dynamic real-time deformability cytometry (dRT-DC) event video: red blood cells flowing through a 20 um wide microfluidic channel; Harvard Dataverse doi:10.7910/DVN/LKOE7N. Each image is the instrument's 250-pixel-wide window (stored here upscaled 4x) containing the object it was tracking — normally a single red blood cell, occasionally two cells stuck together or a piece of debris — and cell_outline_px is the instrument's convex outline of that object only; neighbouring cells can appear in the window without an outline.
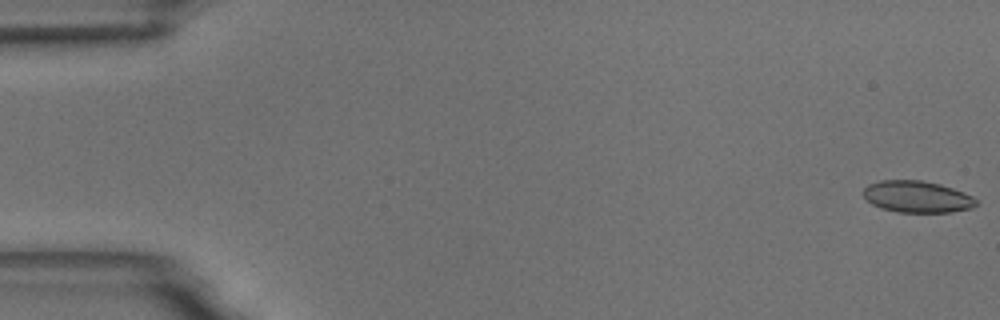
{"species": "common noctule bat (a hibernating species)", "species_latin": "Nyctalus noctula", "temperature_condition": "room temperature", "stored_images_in_passage": 56, "camera_frame_rate_fps": 3000, "um_per_image_px": 0.085, "animal": {"sex": "male", "body_mass_g": 18.8}, "frame": {"image": 1, "passage_image": 1, "time_ms": 0.0, "image_size_px": [1000, 320], "cell_outline_px": [[976, 204], [972, 208], [952, 212], [896, 212], [880, 208], [872, 204], [864, 196], [864, 188], [868, 184], [880, 180], [920, 180], [940, 184], [964, 192], [972, 196], [976, 200]], "centroid_in_image_um": [77.94, 16.72], "position_along_channel_um": 7.1, "area_um2": 20.81}}
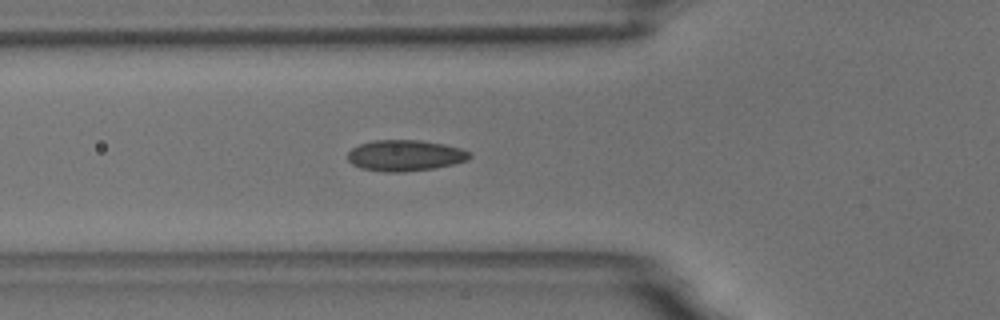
{"frame": {"image": 2, "passage_image": 20, "time_ms": 6.333, "image_size_px": [1000, 320], "cell_outline_px": [[472, 156], [468, 160], [436, 168], [404, 172], [384, 172], [360, 168], [352, 164], [348, 160], [348, 152], [352, 148], [360, 144], [372, 140], [420, 140], [444, 144], [460, 148], [472, 152]], "centroid_in_image_um": [34.44, 13.22], "position_along_channel_um": 91.4, "area_um2": 22.25}}
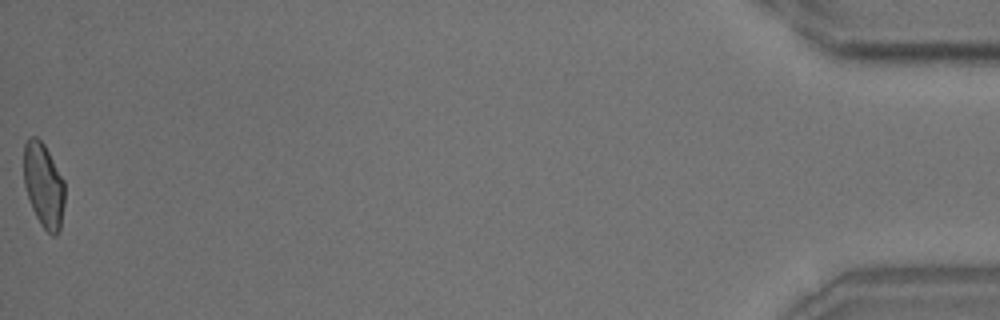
{"frame": {"image": 3, "passage_image": 56, "time_ms": 18.333, "image_size_px": [1000, 320], "cell_outline_px": [[64, 204], [60, 228], [56, 236], [52, 236], [40, 224], [32, 208], [24, 184], [24, 144], [32, 136], [36, 136], [44, 144], [64, 180]], "centroid_in_image_um": [3.71, 15.76], "position_along_channel_um": 431.5, "area_um2": 20.0}, "authors_computed_cell_mechanics": {"area_um2": 20.9814, "velocity_mm_per_s": 3.6515, "shape_relaxation_time_tau1_ms": 11.0816, "shape_relaxation_time_tau2_ms": 1.0028, "deformation_change_tau1": 0.2073, "deformation_change_tau2": 0.066}}